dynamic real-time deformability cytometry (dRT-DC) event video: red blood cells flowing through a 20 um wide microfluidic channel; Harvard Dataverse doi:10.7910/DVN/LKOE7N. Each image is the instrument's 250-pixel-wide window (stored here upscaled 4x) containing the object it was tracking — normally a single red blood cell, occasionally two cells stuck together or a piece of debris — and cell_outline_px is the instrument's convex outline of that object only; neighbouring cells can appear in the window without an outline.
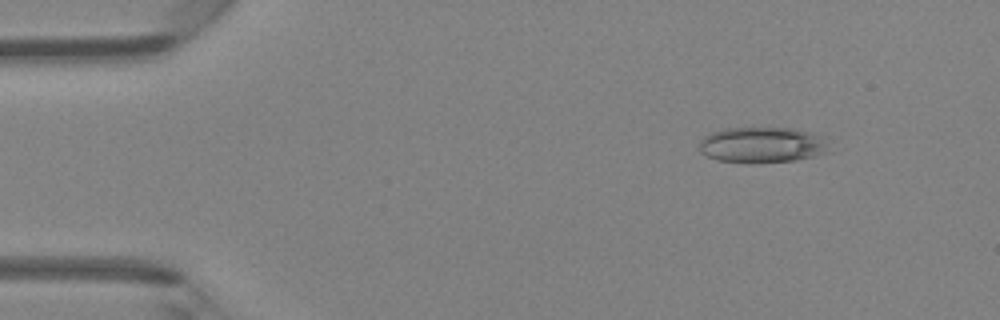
{"species": "Egyptian fruit bat (a non-hibernating species)", "species_latin": "Rousettus aegyptiacus", "temperature_condition": "room temperature", "stored_images_in_passage": 13, "camera_frame_rate_fps": 3000, "um_per_image_px": 0.085, "animal": {"sex": "female"}, "frame": {"image": 1, "passage_image": 6, "time_ms": 1.667, "image_size_px": [1000, 320], "cell_outline_px": [[832, 152], [796, 160], [716, 160], [700, 152], [700, 140], [704, 136], [712, 132], [728, 128], [788, 128], [820, 136]], "centroid_in_image_um": [64.77, 12.28], "position_along_channel_um": 20.2, "area_um2": 25.84}}